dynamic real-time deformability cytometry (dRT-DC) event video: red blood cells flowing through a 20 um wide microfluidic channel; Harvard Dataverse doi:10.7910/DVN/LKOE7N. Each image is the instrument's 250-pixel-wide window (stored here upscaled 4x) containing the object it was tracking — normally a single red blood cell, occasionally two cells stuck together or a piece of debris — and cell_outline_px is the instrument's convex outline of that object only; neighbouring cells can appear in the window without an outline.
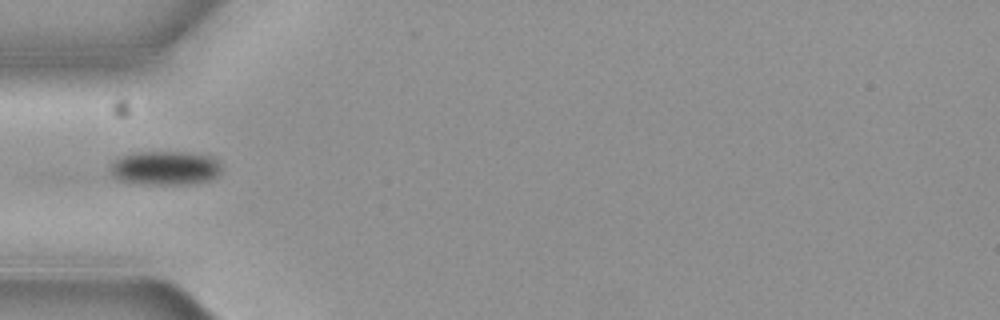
{"species": "common noctule bat (a hibernating species)", "species_latin": "Nyctalus noctula", "temperature_condition": "cold", "stored_images_in_passage": 7, "camera_frame_rate_fps": 3000, "um_per_image_px": 0.085, "animal": {"sex": "female", "body_mass_g": 19.3, "forearm_length_mm": 54.1}, "frame": {"image": 1, "passage_image": 3, "time_ms": 0.667, "image_size_px": [1000, 320], "cell_outline_px": [[220, 172], [212, 180], [196, 184], [140, 184], [116, 180], [112, 176], [108, 168], [112, 160], [120, 156], [132, 152], [184, 152], [208, 156], [216, 160], [220, 164]], "centroid_in_image_um": [13.96, 14.29], "position_along_channel_um": 71.0, "area_um2": 22.48}}
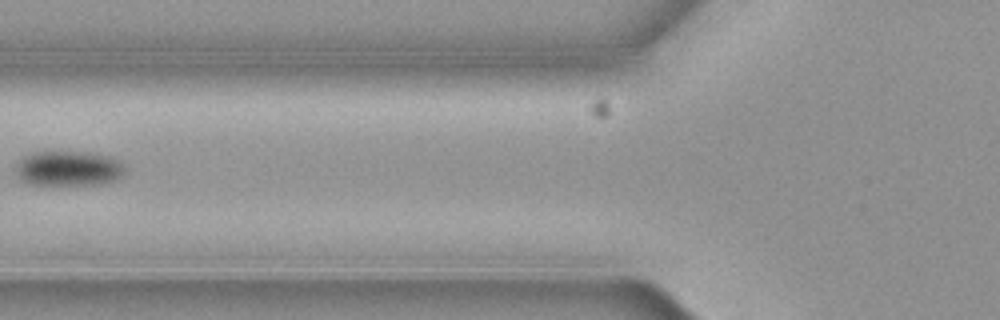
{"frame": {"image": 2, "passage_image": 4, "time_ms": 1.0, "image_size_px": [1000, 320], "cell_outline_px": [[120, 176], [116, 180], [100, 184], [28, 184], [20, 180], [16, 176], [16, 164], [24, 156], [32, 152], [88, 152], [108, 156], [120, 160]], "centroid_in_image_um": [5.74, 14.31], "position_along_channel_um": 120.1, "area_um2": 21.96}}
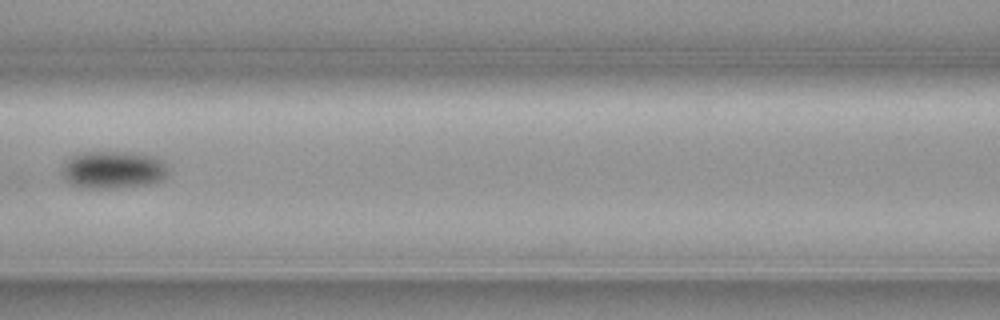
{"frame": {"image": 3, "passage_image": 5, "time_ms": 1.333, "image_size_px": [1000, 320], "cell_outline_px": [[172, 172], [164, 180], [156, 184], [120, 188], [84, 188], [68, 184], [60, 176], [60, 168], [64, 160], [80, 152], [136, 152], [156, 156]], "centroid_in_image_um": [9.61, 14.45], "position_along_channel_um": 157.0, "area_um2": 24.39}}